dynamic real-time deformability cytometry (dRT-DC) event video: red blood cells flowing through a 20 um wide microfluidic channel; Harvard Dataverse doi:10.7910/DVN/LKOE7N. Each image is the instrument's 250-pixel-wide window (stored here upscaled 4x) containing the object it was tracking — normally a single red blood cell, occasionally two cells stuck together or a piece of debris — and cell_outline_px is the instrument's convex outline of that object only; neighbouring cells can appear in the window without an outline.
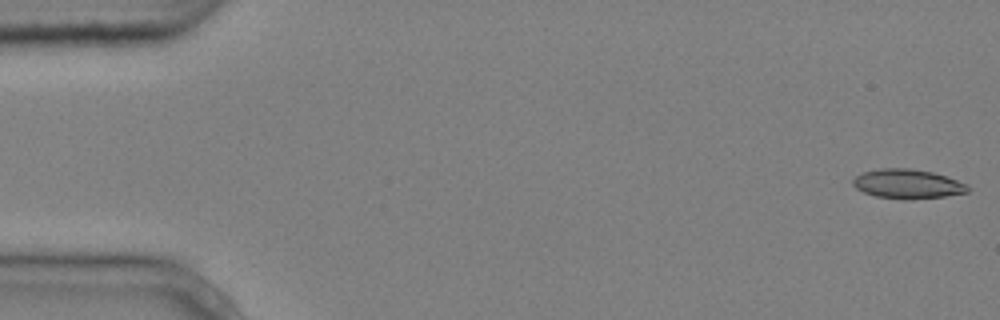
{"species": "common noctule bat (a hibernating species)", "species_latin": "Nyctalus noctula", "temperature_condition": "cold", "stored_images_in_passage": 5, "camera_frame_rate_fps": 3000, "um_per_image_px": 0.085, "animal": {"sex": "male", "body_mass_g": 20.4}, "frame": {"image": 1, "passage_image": 1, "time_ms": 0.0, "image_size_px": [1000, 320], "cell_outline_px": [[968, 192], [944, 196], [904, 200], [876, 196], [864, 192], [856, 188], [852, 184], [852, 180], [856, 176], [864, 172], [880, 168], [912, 168], [932, 172], [968, 184]], "centroid_in_image_um": [77.12, 15.63], "position_along_channel_um": 7.9, "area_um2": 19.54}}
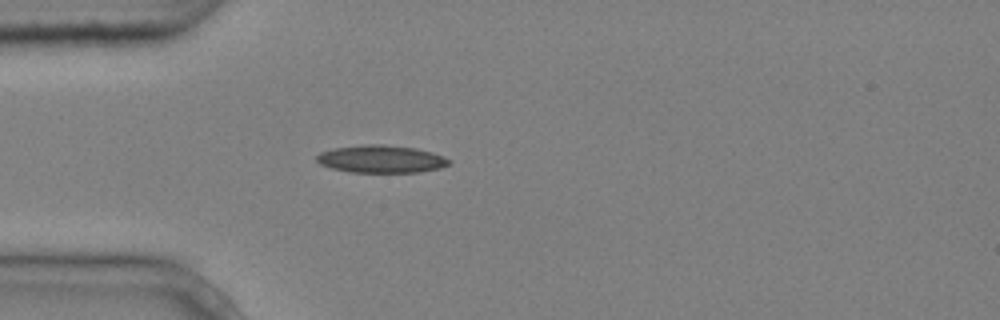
{"frame": {"image": 2, "passage_image": 5, "time_ms": 1.333, "image_size_px": [1000, 320], "cell_outline_px": [[452, 160], [448, 164], [440, 168], [420, 172], [352, 172], [332, 168], [320, 164], [316, 160], [316, 156], [320, 152], [332, 148], [364, 144], [380, 144], [416, 148], [432, 152], [444, 156]], "centroid_in_image_um": [32.4, 13.51], "position_along_channel_um": 52.6, "area_um2": 21.33}}